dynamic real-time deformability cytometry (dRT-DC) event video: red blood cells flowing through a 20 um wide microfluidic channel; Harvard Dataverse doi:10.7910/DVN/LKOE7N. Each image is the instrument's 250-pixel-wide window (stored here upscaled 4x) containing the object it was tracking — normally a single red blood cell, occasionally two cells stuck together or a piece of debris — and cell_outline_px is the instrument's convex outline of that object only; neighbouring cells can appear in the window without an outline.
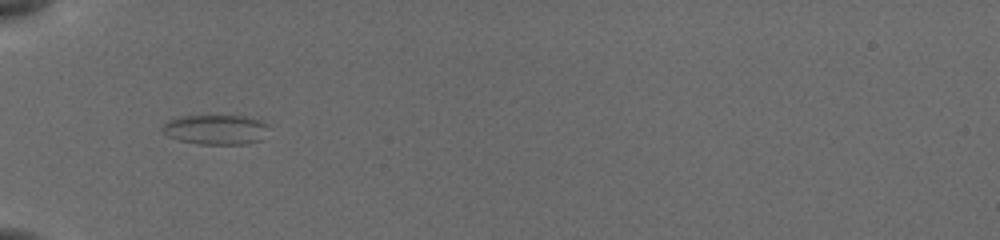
{"species": "common noctule bat (a hibernating species)", "species_latin": "Nyctalus noctula", "temperature_condition": "cold", "stored_images_in_passage": 36, "camera_frame_rate_fps": 3000, "um_per_image_px": 0.085, "animal": {"sex": "female", "body_mass_g": 19.5, "forearm_length_mm": 54.1}, "frame": {"image": 1, "passage_image": 1, "time_ms": 0.0, "image_size_px": [1000, 240], "cell_outline_px": [[268, 124], [260, 140], [244, 144], [200, 144], [180, 140], [168, 136], [160, 128], [168, 120], [180, 116], [244, 116], [260, 120]], "centroid_in_image_um": [18.3, 11.01], "position_along_channel_um": 66.7, "area_um2": 18.21}}
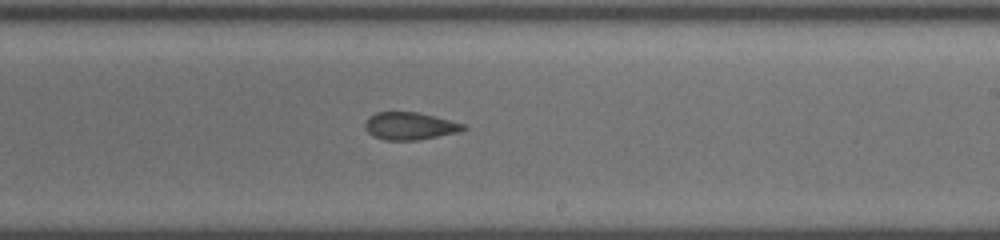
{"frame": {"image": 2, "passage_image": 16, "time_ms": 5.0, "image_size_px": [1000, 240], "cell_outline_px": [[468, 128], [460, 132], [416, 140], [384, 140], [372, 136], [364, 128], [364, 124], [376, 112], [416, 112], [464, 124]], "centroid_in_image_um": [34.83, 10.72], "position_along_channel_um": 254.2, "area_um2": 15.55}}
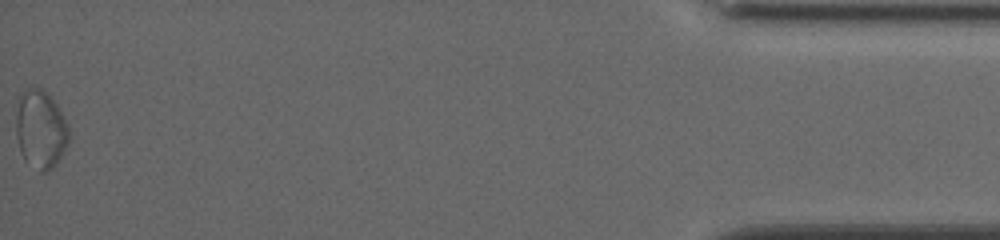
{"frame": {"image": 3, "passage_image": 36, "time_ms": 11.667, "image_size_px": [1000, 240], "cell_outline_px": [[68, 144], [56, 164], [48, 172], [40, 172], [24, 160], [20, 152], [16, 136], [16, 116], [20, 92], [28, 88], [40, 88], [56, 104], [68, 124]], "centroid_in_image_um": [3.43, 11.03], "position_along_channel_um": 431.8, "area_um2": 24.04}, "authors_computed_cell_mechanics": {"area_um2": 16.7909, "velocity_mm_per_s": 3.8812, "shape_relaxation_time_tau1_ms": null, "shape_relaxation_time_tau2_ms": 2.1368, "deformation_change_tau1": null, "deformation_change_tau2": 0.0926}}